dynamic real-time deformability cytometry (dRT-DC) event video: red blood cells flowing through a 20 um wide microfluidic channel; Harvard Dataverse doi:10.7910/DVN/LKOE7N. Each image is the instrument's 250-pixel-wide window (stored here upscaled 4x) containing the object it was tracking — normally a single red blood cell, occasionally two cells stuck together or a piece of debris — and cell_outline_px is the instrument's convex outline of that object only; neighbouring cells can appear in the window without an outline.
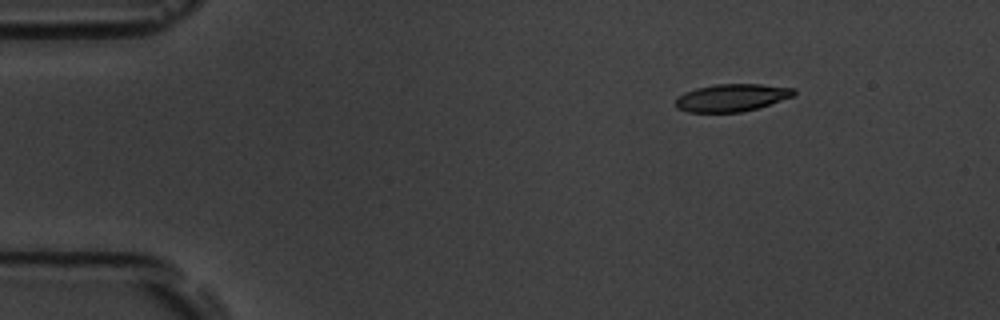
{"species": "common noctule bat (a hibernating species)", "species_latin": "Nyctalus noctula", "temperature_condition": "room temperature", "stored_images_in_passage": 5, "segment_of_instrument_passage": [1, 2], "camera_frame_rate_fps": 3000, "um_per_image_px": 0.085, "animal": {"sex": "male", "body_mass_g": 19.5, "forearm_length_mm": 54.6}, "frame": {"image": 1, "passage_image": 2, "time_ms": 0.333, "image_size_px": [1000, 320], "cell_outline_px": [[796, 92], [792, 96], [756, 108], [740, 112], [688, 112], [676, 108], [676, 96], [684, 92], [696, 88], [716, 84], [760, 84], [796, 88]], "centroid_in_image_um": [62.15, 8.29], "position_along_channel_um": 22.8, "area_um2": 18.84}}